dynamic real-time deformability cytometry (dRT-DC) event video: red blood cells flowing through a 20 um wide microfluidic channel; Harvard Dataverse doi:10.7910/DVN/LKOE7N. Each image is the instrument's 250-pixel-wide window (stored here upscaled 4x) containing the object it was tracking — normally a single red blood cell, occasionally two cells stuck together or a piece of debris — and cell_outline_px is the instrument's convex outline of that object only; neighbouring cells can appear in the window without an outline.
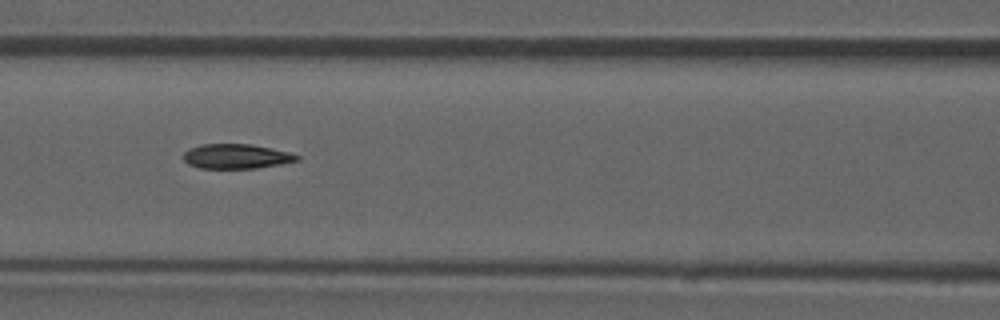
{"species": "common noctule bat (a hibernating species)", "species_latin": "Nyctalus noctula", "temperature_condition": "room temperature", "stored_images_in_passage": 53, "camera_frame_rate_fps": 3000, "um_per_image_px": 0.085, "animal": {"sex": "male", "forearm_length_mm": 52.5}, "frame": {"image": 1, "passage_image": 23, "time_ms": 7.333, "image_size_px": [1000, 320], "cell_outline_px": [[300, 160], [280, 164], [256, 168], [200, 168], [188, 164], [184, 160], [184, 152], [188, 148], [200, 144], [252, 144], [288, 152], [300, 156]], "centroid_in_image_um": [20.06, 13.28], "position_along_channel_um": 146.5, "area_um2": 16.3}, "authors_computed_cell_mechanics": {"area_um2": 17.1088, "velocity_mm_per_s": 3.8806, "shape_relaxation_time_tau1_ms": null, "shape_relaxation_time_tau2_ms": 3.9283, "deformation_change_tau1": null, "deformation_change_tau2": 0.0962}}